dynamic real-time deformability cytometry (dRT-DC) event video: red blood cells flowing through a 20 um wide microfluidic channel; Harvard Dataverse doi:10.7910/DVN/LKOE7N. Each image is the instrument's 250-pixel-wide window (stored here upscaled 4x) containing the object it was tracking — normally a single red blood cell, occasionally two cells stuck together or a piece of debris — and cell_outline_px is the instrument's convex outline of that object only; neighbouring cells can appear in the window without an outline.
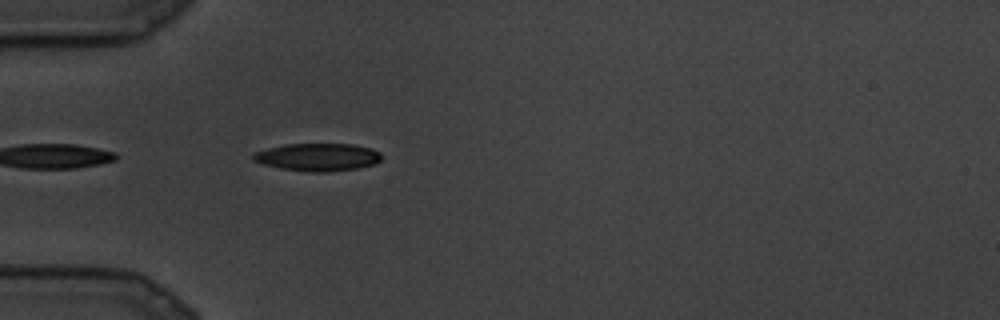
{"species": "common noctule bat (a hibernating species)", "species_latin": "Nyctalus noctula", "temperature_condition": "cold", "stored_images_in_passage": 18, "camera_frame_rate_fps": 3000, "um_per_image_px": 0.085, "animal": {"sex": "male", "body_mass_g": 19.5, "forearm_length_mm": 54.6}, "frame": {"image": 1, "passage_image": 1, "time_ms": 0.0, "image_size_px": [1000, 320], "cell_outline_px": [[380, 160], [376, 164], [356, 168], [328, 172], [308, 172], [280, 168], [264, 164], [252, 160], [252, 156], [256, 152], [268, 148], [284, 144], [352, 144], [372, 148], [380, 152]], "centroid_in_image_um": [27.02, 13.35], "position_along_channel_um": 58.0, "area_um2": 20.69}}
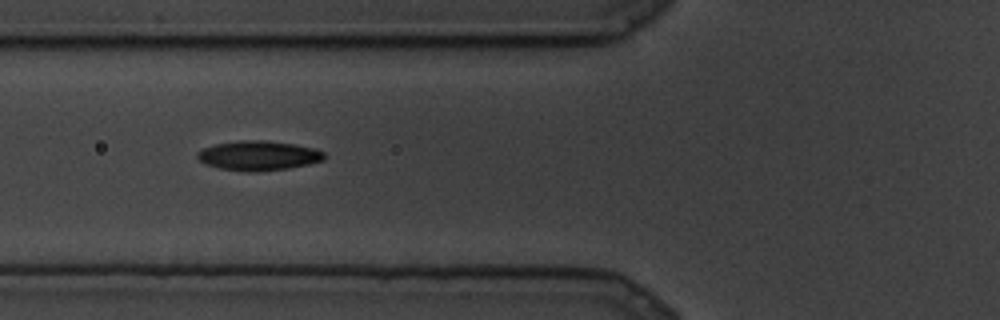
{"frame": {"image": 2, "passage_image": 8, "time_ms": 2.333, "image_size_px": [1000, 320], "cell_outline_px": [[324, 160], [308, 164], [288, 168], [256, 172], [244, 172], [220, 168], [204, 164], [196, 156], [196, 152], [204, 148], [216, 144], [240, 140], [264, 140], [296, 144], [316, 148], [324, 152]], "centroid_in_image_um": [21.97, 13.23], "position_along_channel_um": 103.8, "area_um2": 22.02}}
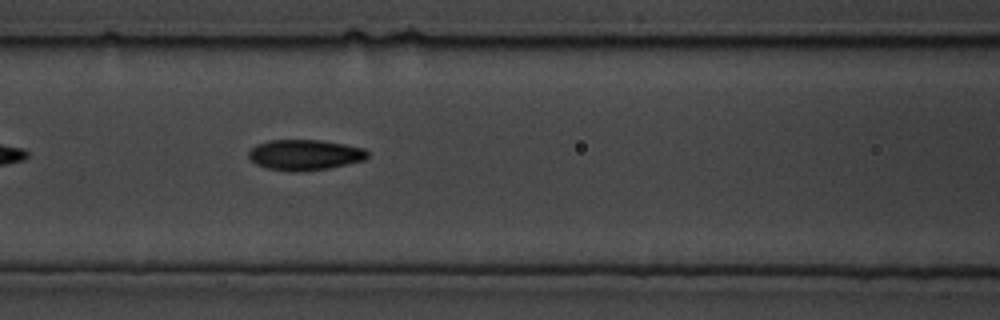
{"frame": {"image": 3, "passage_image": 13, "time_ms": 4.0, "image_size_px": [1000, 320], "cell_outline_px": [[368, 156], [364, 160], [328, 168], [296, 172], [268, 168], [256, 164], [248, 156], [248, 152], [256, 144], [268, 140], [320, 140], [344, 144], [364, 148], [368, 152]], "centroid_in_image_um": [25.9, 13.15], "position_along_channel_um": 140.7, "area_um2": 21.04}}